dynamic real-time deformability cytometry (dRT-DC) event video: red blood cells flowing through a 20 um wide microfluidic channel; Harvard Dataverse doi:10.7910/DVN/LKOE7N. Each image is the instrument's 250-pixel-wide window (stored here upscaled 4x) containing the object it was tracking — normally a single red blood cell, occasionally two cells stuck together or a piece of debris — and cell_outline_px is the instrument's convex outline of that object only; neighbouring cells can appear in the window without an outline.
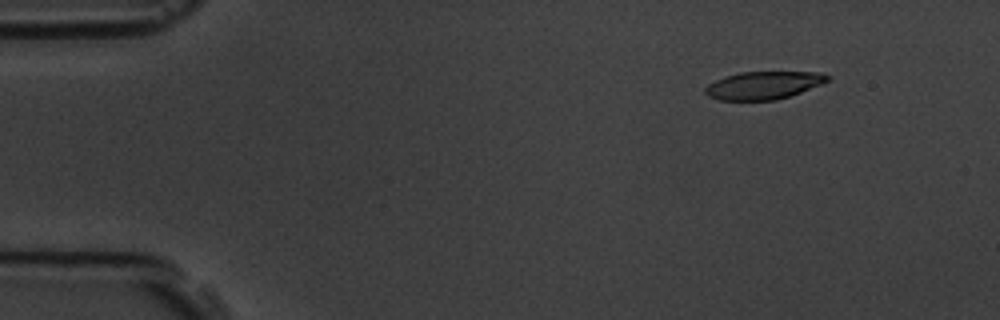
{"species": "common noctule bat (a hibernating species)", "species_latin": "Nyctalus noctula", "temperature_condition": "room temperature", "stored_images_in_passage": 5, "camera_frame_rate_fps": 3000, "um_per_image_px": 0.085, "animal": {"sex": "male", "body_mass_g": 19.5, "forearm_length_mm": 54.6}, "frame": {"image": 1, "passage_image": 1, "time_ms": 0.0, "image_size_px": [1000, 320], "cell_outline_px": [[832, 80], [800, 92], [776, 100], [720, 100], [708, 96], [704, 92], [704, 88], [708, 84], [716, 80], [740, 72], [820, 72], [832, 76]], "centroid_in_image_um": [64.93, 7.24], "position_along_channel_um": 20.1, "area_um2": 19.77}}
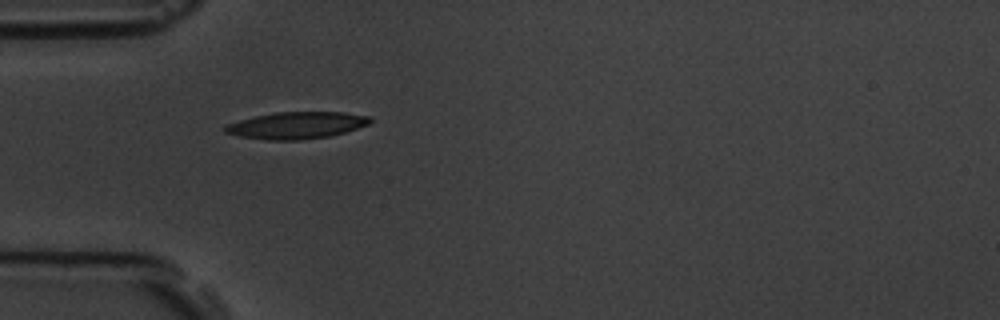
{"frame": {"image": 2, "passage_image": 4, "time_ms": 3.333, "image_size_px": [1000, 320], "cell_outline_px": [[372, 120], [368, 124], [344, 132], [328, 136], [300, 140], [268, 140], [240, 136], [224, 132], [224, 124], [256, 116], [276, 112], [344, 112], [372, 116]], "centroid_in_image_um": [25.2, 10.64], "position_along_channel_um": 59.8, "area_um2": 22.6}}
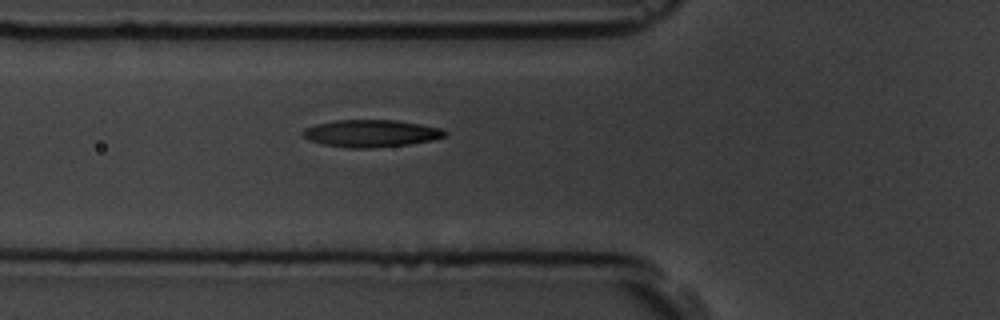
{"frame": {"image": 3, "passage_image": 5, "time_ms": 4.333, "image_size_px": [1000, 320], "cell_outline_px": [[448, 132], [444, 136], [432, 140], [408, 144], [368, 148], [348, 148], [324, 144], [308, 140], [300, 132], [304, 128], [316, 124], [336, 120], [396, 120], [420, 124], [440, 128]], "centroid_in_image_um": [31.5, 11.33], "position_along_channel_um": 94.3, "area_um2": 22.43}}